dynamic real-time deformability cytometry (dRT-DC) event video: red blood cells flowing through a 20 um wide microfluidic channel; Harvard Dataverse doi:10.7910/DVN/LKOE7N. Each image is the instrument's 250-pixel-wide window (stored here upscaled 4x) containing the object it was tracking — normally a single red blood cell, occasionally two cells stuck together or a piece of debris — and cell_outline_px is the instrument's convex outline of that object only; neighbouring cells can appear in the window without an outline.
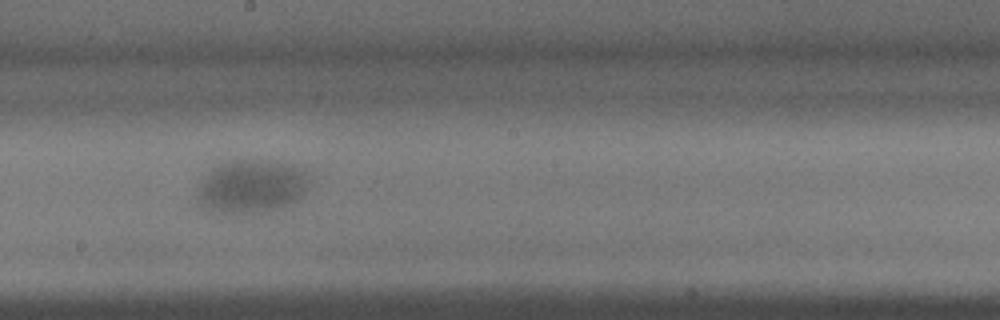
{"species": "common noctule bat (a hibernating species)", "species_latin": "Nyctalus noctula", "temperature_condition": "warm", "stored_images_in_passage": 26, "camera_frame_rate_fps": 3000, "um_per_image_px": 0.085, "animal": {"sex": "male", "body_mass_g": 15.6}, "frame": {"image": 1, "passage_image": 10, "time_ms": 3.0, "image_size_px": [1000, 320], "cell_outline_px": [[308, 184], [304, 192], [296, 200], [280, 208], [252, 212], [208, 212], [196, 200], [200, 184], [212, 168], [228, 160], [276, 160], [292, 164], [304, 168], [308, 176]], "centroid_in_image_um": [21.38, 15.81], "position_along_channel_um": 226.8, "area_um2": 34.74}}
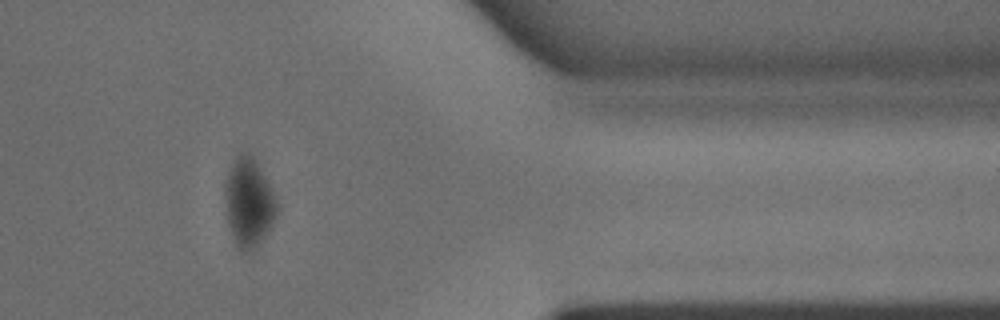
{"frame": {"image": 2, "passage_image": 20, "time_ms": 6.333, "image_size_px": [1000, 320], "cell_outline_px": [[280, 208], [276, 216], [268, 228], [248, 252], [244, 252], [236, 248], [228, 224], [224, 200], [224, 184], [228, 172], [236, 156], [240, 152], [248, 152], [256, 160], [272, 188], [276, 196]], "centroid_in_image_um": [21.12, 17.15], "position_along_channel_um": 390.3, "area_um2": 26.76}}
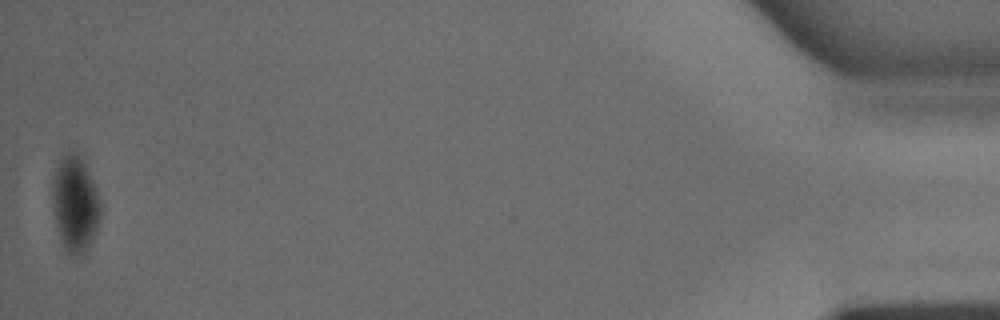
{"frame": {"image": 3, "passage_image": 26, "time_ms": 8.333, "image_size_px": [1000, 320], "cell_outline_px": [[100, 216], [96, 228], [84, 252], [76, 256], [68, 256], [64, 252], [60, 240], [56, 224], [52, 204], [52, 180], [56, 168], [60, 160], [68, 152], [76, 152], [80, 156], [96, 188], [100, 200]], "centroid_in_image_um": [6.35, 17.36], "position_along_channel_um": 428.9, "area_um2": 26.53}}